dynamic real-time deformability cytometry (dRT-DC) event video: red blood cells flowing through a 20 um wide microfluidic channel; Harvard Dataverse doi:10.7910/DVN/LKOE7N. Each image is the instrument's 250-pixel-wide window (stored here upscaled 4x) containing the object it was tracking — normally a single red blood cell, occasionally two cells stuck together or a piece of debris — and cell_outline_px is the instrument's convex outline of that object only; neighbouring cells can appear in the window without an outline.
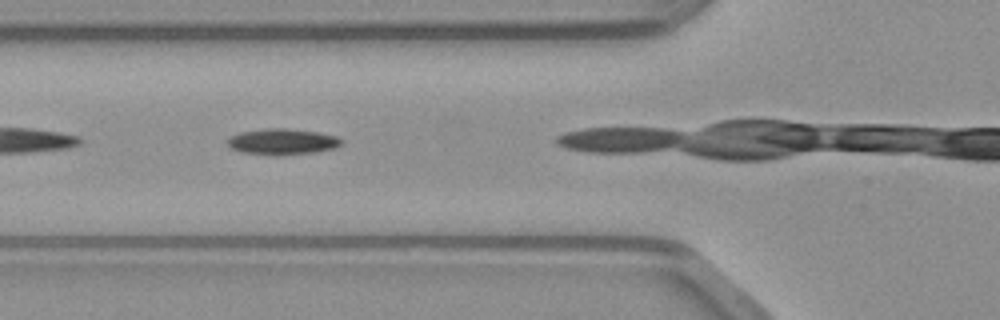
{"species": "common noctule bat (a hibernating species)", "species_latin": "Nyctalus noctula", "temperature_condition": "warm", "stored_images_in_passage": 15, "camera_frame_rate_fps": 3000, "um_per_image_px": 0.085, "animal": {"sex": "male", "body_mass_g": 23.1, "forearm_length_mm": 52.7}, "frame": {"image": 1, "passage_image": 3, "time_ms": 0.667, "image_size_px": [1000, 320], "cell_outline_px": [[344, 140], [336, 148], [316, 152], [244, 152], [232, 148], [228, 144], [228, 140], [232, 136], [240, 132], [264, 128], [284, 128], [320, 132], [336, 136]], "centroid_in_image_um": [24.07, 11.98], "position_along_channel_um": 101.7, "area_um2": 16.24}}